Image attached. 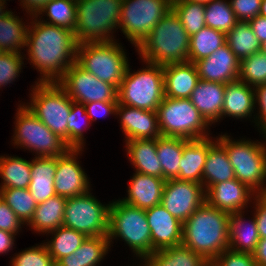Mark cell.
I'll use <instances>...</instances> for the list:
<instances>
[{"label":"cell","instance_id":"cell-6","mask_svg":"<svg viewBox=\"0 0 266 266\" xmlns=\"http://www.w3.org/2000/svg\"><path fill=\"white\" fill-rule=\"evenodd\" d=\"M108 238H120L131 248L136 258L152 254V239L145 209L126 204L120 199L110 202Z\"/></svg>","mask_w":266,"mask_h":266},{"label":"cell","instance_id":"cell-22","mask_svg":"<svg viewBox=\"0 0 266 266\" xmlns=\"http://www.w3.org/2000/svg\"><path fill=\"white\" fill-rule=\"evenodd\" d=\"M164 96L184 99L190 98L199 79L196 66L186 61L163 66Z\"/></svg>","mask_w":266,"mask_h":266},{"label":"cell","instance_id":"cell-28","mask_svg":"<svg viewBox=\"0 0 266 266\" xmlns=\"http://www.w3.org/2000/svg\"><path fill=\"white\" fill-rule=\"evenodd\" d=\"M126 152L135 172L162 178V166L157 157V139L125 141Z\"/></svg>","mask_w":266,"mask_h":266},{"label":"cell","instance_id":"cell-36","mask_svg":"<svg viewBox=\"0 0 266 266\" xmlns=\"http://www.w3.org/2000/svg\"><path fill=\"white\" fill-rule=\"evenodd\" d=\"M226 44L240 60L260 52L261 43L249 22L238 21L226 34Z\"/></svg>","mask_w":266,"mask_h":266},{"label":"cell","instance_id":"cell-55","mask_svg":"<svg viewBox=\"0 0 266 266\" xmlns=\"http://www.w3.org/2000/svg\"><path fill=\"white\" fill-rule=\"evenodd\" d=\"M15 236L16 234L12 232L0 230V255L3 253L7 254L14 248Z\"/></svg>","mask_w":266,"mask_h":266},{"label":"cell","instance_id":"cell-18","mask_svg":"<svg viewBox=\"0 0 266 266\" xmlns=\"http://www.w3.org/2000/svg\"><path fill=\"white\" fill-rule=\"evenodd\" d=\"M205 195L209 205L230 214L244 211L256 193L234 178L212 185L205 191Z\"/></svg>","mask_w":266,"mask_h":266},{"label":"cell","instance_id":"cell-11","mask_svg":"<svg viewBox=\"0 0 266 266\" xmlns=\"http://www.w3.org/2000/svg\"><path fill=\"white\" fill-rule=\"evenodd\" d=\"M32 86L31 101L26 106L67 143V118L73 101L58 83H36Z\"/></svg>","mask_w":266,"mask_h":266},{"label":"cell","instance_id":"cell-46","mask_svg":"<svg viewBox=\"0 0 266 266\" xmlns=\"http://www.w3.org/2000/svg\"><path fill=\"white\" fill-rule=\"evenodd\" d=\"M25 56L17 52L3 51L0 54V88L13 83L19 77Z\"/></svg>","mask_w":266,"mask_h":266},{"label":"cell","instance_id":"cell-1","mask_svg":"<svg viewBox=\"0 0 266 266\" xmlns=\"http://www.w3.org/2000/svg\"><path fill=\"white\" fill-rule=\"evenodd\" d=\"M30 18L25 59L40 72L35 83H58L76 62L78 43L74 32L45 23L38 16Z\"/></svg>","mask_w":266,"mask_h":266},{"label":"cell","instance_id":"cell-31","mask_svg":"<svg viewBox=\"0 0 266 266\" xmlns=\"http://www.w3.org/2000/svg\"><path fill=\"white\" fill-rule=\"evenodd\" d=\"M66 200L65 197L55 195L39 203L27 226L43 235L62 226Z\"/></svg>","mask_w":266,"mask_h":266},{"label":"cell","instance_id":"cell-5","mask_svg":"<svg viewBox=\"0 0 266 266\" xmlns=\"http://www.w3.org/2000/svg\"><path fill=\"white\" fill-rule=\"evenodd\" d=\"M265 142L251 139H232L221 133L217 140L224 146L235 178L246 184L256 194L266 193V134Z\"/></svg>","mask_w":266,"mask_h":266},{"label":"cell","instance_id":"cell-30","mask_svg":"<svg viewBox=\"0 0 266 266\" xmlns=\"http://www.w3.org/2000/svg\"><path fill=\"white\" fill-rule=\"evenodd\" d=\"M109 249L108 236L86 237L79 248L61 258L56 266H98L110 251Z\"/></svg>","mask_w":266,"mask_h":266},{"label":"cell","instance_id":"cell-17","mask_svg":"<svg viewBox=\"0 0 266 266\" xmlns=\"http://www.w3.org/2000/svg\"><path fill=\"white\" fill-rule=\"evenodd\" d=\"M152 239V253L181 245L183 223L173 217L161 204L145 210Z\"/></svg>","mask_w":266,"mask_h":266},{"label":"cell","instance_id":"cell-8","mask_svg":"<svg viewBox=\"0 0 266 266\" xmlns=\"http://www.w3.org/2000/svg\"><path fill=\"white\" fill-rule=\"evenodd\" d=\"M161 136L203 139L210 136L209 124L201 116L190 98L176 99L164 96L157 108Z\"/></svg>","mask_w":266,"mask_h":266},{"label":"cell","instance_id":"cell-32","mask_svg":"<svg viewBox=\"0 0 266 266\" xmlns=\"http://www.w3.org/2000/svg\"><path fill=\"white\" fill-rule=\"evenodd\" d=\"M140 261L143 266H207L210 263L182 244L153 252Z\"/></svg>","mask_w":266,"mask_h":266},{"label":"cell","instance_id":"cell-51","mask_svg":"<svg viewBox=\"0 0 266 266\" xmlns=\"http://www.w3.org/2000/svg\"><path fill=\"white\" fill-rule=\"evenodd\" d=\"M86 113L89 116L90 122L96 121L98 117H106L116 115L118 101H99L84 104Z\"/></svg>","mask_w":266,"mask_h":266},{"label":"cell","instance_id":"cell-61","mask_svg":"<svg viewBox=\"0 0 266 266\" xmlns=\"http://www.w3.org/2000/svg\"><path fill=\"white\" fill-rule=\"evenodd\" d=\"M2 200V188L0 187V201Z\"/></svg>","mask_w":266,"mask_h":266},{"label":"cell","instance_id":"cell-34","mask_svg":"<svg viewBox=\"0 0 266 266\" xmlns=\"http://www.w3.org/2000/svg\"><path fill=\"white\" fill-rule=\"evenodd\" d=\"M1 188H29L31 161L19 156H0Z\"/></svg>","mask_w":266,"mask_h":266},{"label":"cell","instance_id":"cell-13","mask_svg":"<svg viewBox=\"0 0 266 266\" xmlns=\"http://www.w3.org/2000/svg\"><path fill=\"white\" fill-rule=\"evenodd\" d=\"M109 204H102L91 191L69 197L65 203L62 226L74 229L87 237L107 236Z\"/></svg>","mask_w":266,"mask_h":266},{"label":"cell","instance_id":"cell-54","mask_svg":"<svg viewBox=\"0 0 266 266\" xmlns=\"http://www.w3.org/2000/svg\"><path fill=\"white\" fill-rule=\"evenodd\" d=\"M20 5L29 17L37 16L50 0H20Z\"/></svg>","mask_w":266,"mask_h":266},{"label":"cell","instance_id":"cell-29","mask_svg":"<svg viewBox=\"0 0 266 266\" xmlns=\"http://www.w3.org/2000/svg\"><path fill=\"white\" fill-rule=\"evenodd\" d=\"M235 178L234 169L224 146L216 140L210 147L205 159L202 185L205 191L212 185Z\"/></svg>","mask_w":266,"mask_h":266},{"label":"cell","instance_id":"cell-59","mask_svg":"<svg viewBox=\"0 0 266 266\" xmlns=\"http://www.w3.org/2000/svg\"><path fill=\"white\" fill-rule=\"evenodd\" d=\"M188 1L195 2L198 4H202V5H207V4H210L214 0H188Z\"/></svg>","mask_w":266,"mask_h":266},{"label":"cell","instance_id":"cell-21","mask_svg":"<svg viewBox=\"0 0 266 266\" xmlns=\"http://www.w3.org/2000/svg\"><path fill=\"white\" fill-rule=\"evenodd\" d=\"M164 185L163 178L135 172L129 182L127 197L120 200L146 210L161 204Z\"/></svg>","mask_w":266,"mask_h":266},{"label":"cell","instance_id":"cell-10","mask_svg":"<svg viewBox=\"0 0 266 266\" xmlns=\"http://www.w3.org/2000/svg\"><path fill=\"white\" fill-rule=\"evenodd\" d=\"M16 111L12 138L14 146L35 152V157H58L71 148L65 140L43 124L25 103L18 105Z\"/></svg>","mask_w":266,"mask_h":266},{"label":"cell","instance_id":"cell-23","mask_svg":"<svg viewBox=\"0 0 266 266\" xmlns=\"http://www.w3.org/2000/svg\"><path fill=\"white\" fill-rule=\"evenodd\" d=\"M224 95L225 84L203 80L192 91L190 100L210 127L222 120Z\"/></svg>","mask_w":266,"mask_h":266},{"label":"cell","instance_id":"cell-26","mask_svg":"<svg viewBox=\"0 0 266 266\" xmlns=\"http://www.w3.org/2000/svg\"><path fill=\"white\" fill-rule=\"evenodd\" d=\"M57 169V157H34L31 160V181L29 191L37 204L56 195L54 176Z\"/></svg>","mask_w":266,"mask_h":266},{"label":"cell","instance_id":"cell-12","mask_svg":"<svg viewBox=\"0 0 266 266\" xmlns=\"http://www.w3.org/2000/svg\"><path fill=\"white\" fill-rule=\"evenodd\" d=\"M172 9V0H123L119 29L135 49Z\"/></svg>","mask_w":266,"mask_h":266},{"label":"cell","instance_id":"cell-48","mask_svg":"<svg viewBox=\"0 0 266 266\" xmlns=\"http://www.w3.org/2000/svg\"><path fill=\"white\" fill-rule=\"evenodd\" d=\"M262 0H230L237 21L249 22L260 13Z\"/></svg>","mask_w":266,"mask_h":266},{"label":"cell","instance_id":"cell-52","mask_svg":"<svg viewBox=\"0 0 266 266\" xmlns=\"http://www.w3.org/2000/svg\"><path fill=\"white\" fill-rule=\"evenodd\" d=\"M254 217L260 239L266 238V193L256 194L253 198Z\"/></svg>","mask_w":266,"mask_h":266},{"label":"cell","instance_id":"cell-42","mask_svg":"<svg viewBox=\"0 0 266 266\" xmlns=\"http://www.w3.org/2000/svg\"><path fill=\"white\" fill-rule=\"evenodd\" d=\"M204 7L206 27L227 34L238 22L227 0H214Z\"/></svg>","mask_w":266,"mask_h":266},{"label":"cell","instance_id":"cell-20","mask_svg":"<svg viewBox=\"0 0 266 266\" xmlns=\"http://www.w3.org/2000/svg\"><path fill=\"white\" fill-rule=\"evenodd\" d=\"M194 64L200 80L223 84L238 80L240 61L227 44Z\"/></svg>","mask_w":266,"mask_h":266},{"label":"cell","instance_id":"cell-24","mask_svg":"<svg viewBox=\"0 0 266 266\" xmlns=\"http://www.w3.org/2000/svg\"><path fill=\"white\" fill-rule=\"evenodd\" d=\"M256 110L255 88L239 79L225 84L222 107L223 117L244 119L252 117Z\"/></svg>","mask_w":266,"mask_h":266},{"label":"cell","instance_id":"cell-45","mask_svg":"<svg viewBox=\"0 0 266 266\" xmlns=\"http://www.w3.org/2000/svg\"><path fill=\"white\" fill-rule=\"evenodd\" d=\"M10 263L11 266H56L44 243L16 253Z\"/></svg>","mask_w":266,"mask_h":266},{"label":"cell","instance_id":"cell-33","mask_svg":"<svg viewBox=\"0 0 266 266\" xmlns=\"http://www.w3.org/2000/svg\"><path fill=\"white\" fill-rule=\"evenodd\" d=\"M13 14L10 11L0 18V49L4 52L21 53V49L25 50L29 25Z\"/></svg>","mask_w":266,"mask_h":266},{"label":"cell","instance_id":"cell-27","mask_svg":"<svg viewBox=\"0 0 266 266\" xmlns=\"http://www.w3.org/2000/svg\"><path fill=\"white\" fill-rule=\"evenodd\" d=\"M244 214L245 211L230 213L228 249L235 252L253 254L260 241L257 223L254 215L253 219L249 220V223L248 221L246 222Z\"/></svg>","mask_w":266,"mask_h":266},{"label":"cell","instance_id":"cell-4","mask_svg":"<svg viewBox=\"0 0 266 266\" xmlns=\"http://www.w3.org/2000/svg\"><path fill=\"white\" fill-rule=\"evenodd\" d=\"M123 0H76L77 43L111 42L119 29ZM111 33V34H110Z\"/></svg>","mask_w":266,"mask_h":266},{"label":"cell","instance_id":"cell-58","mask_svg":"<svg viewBox=\"0 0 266 266\" xmlns=\"http://www.w3.org/2000/svg\"><path fill=\"white\" fill-rule=\"evenodd\" d=\"M259 15L266 17V0H262Z\"/></svg>","mask_w":266,"mask_h":266},{"label":"cell","instance_id":"cell-35","mask_svg":"<svg viewBox=\"0 0 266 266\" xmlns=\"http://www.w3.org/2000/svg\"><path fill=\"white\" fill-rule=\"evenodd\" d=\"M183 156V138H157V157L162 166V178L176 179L179 175L180 161Z\"/></svg>","mask_w":266,"mask_h":266},{"label":"cell","instance_id":"cell-57","mask_svg":"<svg viewBox=\"0 0 266 266\" xmlns=\"http://www.w3.org/2000/svg\"><path fill=\"white\" fill-rule=\"evenodd\" d=\"M7 3H4L2 1H0V18L6 16L10 11L9 10H5V8H7L5 5Z\"/></svg>","mask_w":266,"mask_h":266},{"label":"cell","instance_id":"cell-14","mask_svg":"<svg viewBox=\"0 0 266 266\" xmlns=\"http://www.w3.org/2000/svg\"><path fill=\"white\" fill-rule=\"evenodd\" d=\"M58 84L67 92L73 102L80 104L118 101V89L114 85L99 80L76 62L66 70Z\"/></svg>","mask_w":266,"mask_h":266},{"label":"cell","instance_id":"cell-47","mask_svg":"<svg viewBox=\"0 0 266 266\" xmlns=\"http://www.w3.org/2000/svg\"><path fill=\"white\" fill-rule=\"evenodd\" d=\"M214 266H257L253 254L224 250L212 262Z\"/></svg>","mask_w":266,"mask_h":266},{"label":"cell","instance_id":"cell-25","mask_svg":"<svg viewBox=\"0 0 266 266\" xmlns=\"http://www.w3.org/2000/svg\"><path fill=\"white\" fill-rule=\"evenodd\" d=\"M217 140L207 137L197 140L183 139V156L176 179L202 184V174L209 147Z\"/></svg>","mask_w":266,"mask_h":266},{"label":"cell","instance_id":"cell-44","mask_svg":"<svg viewBox=\"0 0 266 266\" xmlns=\"http://www.w3.org/2000/svg\"><path fill=\"white\" fill-rule=\"evenodd\" d=\"M81 118L85 120V126H82L84 123L82 124ZM67 119V144L71 148H84L86 143L84 139L86 138H84L83 132L88 129L89 124L91 125L85 105L72 102V108ZM82 127H84L85 130Z\"/></svg>","mask_w":266,"mask_h":266},{"label":"cell","instance_id":"cell-38","mask_svg":"<svg viewBox=\"0 0 266 266\" xmlns=\"http://www.w3.org/2000/svg\"><path fill=\"white\" fill-rule=\"evenodd\" d=\"M48 234H51L52 238L50 241L48 239L44 244L55 263L61 258L72 254L87 237L83 233L64 226H60L46 235Z\"/></svg>","mask_w":266,"mask_h":266},{"label":"cell","instance_id":"cell-50","mask_svg":"<svg viewBox=\"0 0 266 266\" xmlns=\"http://www.w3.org/2000/svg\"><path fill=\"white\" fill-rule=\"evenodd\" d=\"M255 99L258 111L253 117L255 121L252 122L260 130V134H266V84L255 87Z\"/></svg>","mask_w":266,"mask_h":266},{"label":"cell","instance_id":"cell-43","mask_svg":"<svg viewBox=\"0 0 266 266\" xmlns=\"http://www.w3.org/2000/svg\"><path fill=\"white\" fill-rule=\"evenodd\" d=\"M238 79L254 88L266 84V54L258 52L240 60Z\"/></svg>","mask_w":266,"mask_h":266},{"label":"cell","instance_id":"cell-19","mask_svg":"<svg viewBox=\"0 0 266 266\" xmlns=\"http://www.w3.org/2000/svg\"><path fill=\"white\" fill-rule=\"evenodd\" d=\"M116 115H119L120 126L125 141L157 139L161 137L157 111H148L118 103Z\"/></svg>","mask_w":266,"mask_h":266},{"label":"cell","instance_id":"cell-3","mask_svg":"<svg viewBox=\"0 0 266 266\" xmlns=\"http://www.w3.org/2000/svg\"><path fill=\"white\" fill-rule=\"evenodd\" d=\"M190 36L171 9L137 47L143 62L165 66L189 61Z\"/></svg>","mask_w":266,"mask_h":266},{"label":"cell","instance_id":"cell-40","mask_svg":"<svg viewBox=\"0 0 266 266\" xmlns=\"http://www.w3.org/2000/svg\"><path fill=\"white\" fill-rule=\"evenodd\" d=\"M2 200L27 225L37 207L28 188H2Z\"/></svg>","mask_w":266,"mask_h":266},{"label":"cell","instance_id":"cell-60","mask_svg":"<svg viewBox=\"0 0 266 266\" xmlns=\"http://www.w3.org/2000/svg\"><path fill=\"white\" fill-rule=\"evenodd\" d=\"M260 52L266 54V41H264L263 43H261Z\"/></svg>","mask_w":266,"mask_h":266},{"label":"cell","instance_id":"cell-41","mask_svg":"<svg viewBox=\"0 0 266 266\" xmlns=\"http://www.w3.org/2000/svg\"><path fill=\"white\" fill-rule=\"evenodd\" d=\"M172 9L180 18L189 36L206 26L204 5L188 0H172Z\"/></svg>","mask_w":266,"mask_h":266},{"label":"cell","instance_id":"cell-2","mask_svg":"<svg viewBox=\"0 0 266 266\" xmlns=\"http://www.w3.org/2000/svg\"><path fill=\"white\" fill-rule=\"evenodd\" d=\"M229 216L205 201L183 223L181 244L212 262L228 249Z\"/></svg>","mask_w":266,"mask_h":266},{"label":"cell","instance_id":"cell-62","mask_svg":"<svg viewBox=\"0 0 266 266\" xmlns=\"http://www.w3.org/2000/svg\"><path fill=\"white\" fill-rule=\"evenodd\" d=\"M207 266H214L211 262Z\"/></svg>","mask_w":266,"mask_h":266},{"label":"cell","instance_id":"cell-49","mask_svg":"<svg viewBox=\"0 0 266 266\" xmlns=\"http://www.w3.org/2000/svg\"><path fill=\"white\" fill-rule=\"evenodd\" d=\"M23 221L11 210V208L3 201H0V230L12 232L17 235L22 226Z\"/></svg>","mask_w":266,"mask_h":266},{"label":"cell","instance_id":"cell-56","mask_svg":"<svg viewBox=\"0 0 266 266\" xmlns=\"http://www.w3.org/2000/svg\"><path fill=\"white\" fill-rule=\"evenodd\" d=\"M253 256L257 266H266V238L260 239Z\"/></svg>","mask_w":266,"mask_h":266},{"label":"cell","instance_id":"cell-16","mask_svg":"<svg viewBox=\"0 0 266 266\" xmlns=\"http://www.w3.org/2000/svg\"><path fill=\"white\" fill-rule=\"evenodd\" d=\"M83 148H70L64 155L57 157L54 176V189L58 196L75 197L88 192L91 188L89 178L78 160Z\"/></svg>","mask_w":266,"mask_h":266},{"label":"cell","instance_id":"cell-15","mask_svg":"<svg viewBox=\"0 0 266 266\" xmlns=\"http://www.w3.org/2000/svg\"><path fill=\"white\" fill-rule=\"evenodd\" d=\"M205 201L202 184L179 179L165 181L161 205L180 222L184 223Z\"/></svg>","mask_w":266,"mask_h":266},{"label":"cell","instance_id":"cell-39","mask_svg":"<svg viewBox=\"0 0 266 266\" xmlns=\"http://www.w3.org/2000/svg\"><path fill=\"white\" fill-rule=\"evenodd\" d=\"M41 14H45L47 20H42ZM37 16L45 23L68 28L74 32L77 16L76 0H50Z\"/></svg>","mask_w":266,"mask_h":266},{"label":"cell","instance_id":"cell-9","mask_svg":"<svg viewBox=\"0 0 266 266\" xmlns=\"http://www.w3.org/2000/svg\"><path fill=\"white\" fill-rule=\"evenodd\" d=\"M115 39L111 42L79 43L76 63L99 80L117 89L129 64L123 46Z\"/></svg>","mask_w":266,"mask_h":266},{"label":"cell","instance_id":"cell-53","mask_svg":"<svg viewBox=\"0 0 266 266\" xmlns=\"http://www.w3.org/2000/svg\"><path fill=\"white\" fill-rule=\"evenodd\" d=\"M249 23L260 43L266 41V17L258 15Z\"/></svg>","mask_w":266,"mask_h":266},{"label":"cell","instance_id":"cell-7","mask_svg":"<svg viewBox=\"0 0 266 266\" xmlns=\"http://www.w3.org/2000/svg\"><path fill=\"white\" fill-rule=\"evenodd\" d=\"M144 63L146 68L143 66L136 72H132L128 65L118 87L117 100L129 107L157 111L164 98L163 66Z\"/></svg>","mask_w":266,"mask_h":266},{"label":"cell","instance_id":"cell-37","mask_svg":"<svg viewBox=\"0 0 266 266\" xmlns=\"http://www.w3.org/2000/svg\"><path fill=\"white\" fill-rule=\"evenodd\" d=\"M224 44H226V34L205 26L190 36L189 61L195 63L209 57Z\"/></svg>","mask_w":266,"mask_h":266}]
</instances>
